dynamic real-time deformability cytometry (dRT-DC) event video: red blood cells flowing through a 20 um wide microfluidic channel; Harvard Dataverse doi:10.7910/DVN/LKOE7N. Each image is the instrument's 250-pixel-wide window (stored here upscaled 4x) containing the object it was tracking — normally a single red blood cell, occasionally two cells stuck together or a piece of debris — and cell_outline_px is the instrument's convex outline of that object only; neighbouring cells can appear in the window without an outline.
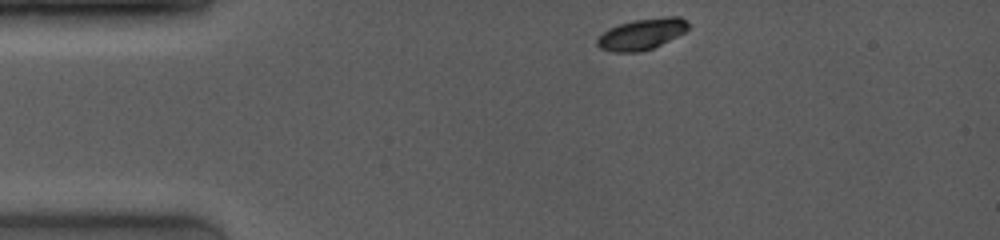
{"species": "common noctule bat (a hibernating species)", "species_latin": "Nyctalus noctula", "temperature_condition": "room temperature", "stored_images_in_passage": 63, "camera_frame_rate_fps": 4000, "um_per_image_px": 0.085, "animal": {"sex": "female", "body_mass_g": 19.0, "forearm_length_mm": 53.3}, "frame": {"image": 1, "passage_image": 1, "time_ms": 0.0, "image_size_px": [1000, 240], "cell_outline_px": [[688, 28], [684, 32], [652, 48], [640, 52], [612, 52], [600, 48], [596, 44], [596, 40], [608, 28], [632, 20], [664, 16], [680, 16], [688, 20]], "centroid_in_image_um": [54.54, 2.88], "position_along_channel_um": 30.5, "area_um2": 16.47}}
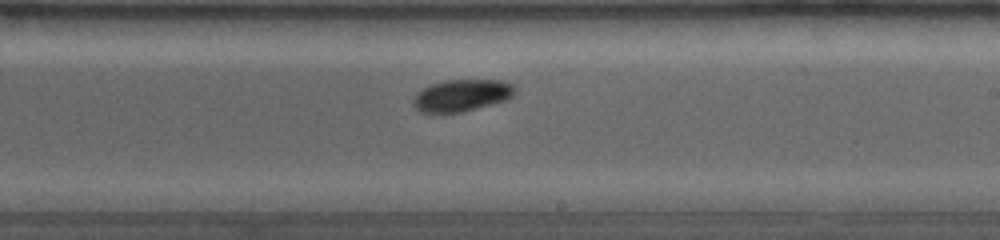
{"frame": {"image": 2, "passage_image": 37, "time_ms": 6.75, "image_size_px": [1000, 240], "cell_outline_px": [[516, 92], [512, 96], [504, 100], [460, 112], [440, 116], [420, 112], [412, 104], [412, 100], [416, 92], [432, 84], [444, 80], [500, 80], [516, 84]], "centroid_in_image_um": [39.19, 8.13], "position_along_channel_um": 249.8, "area_um2": 19.36}}
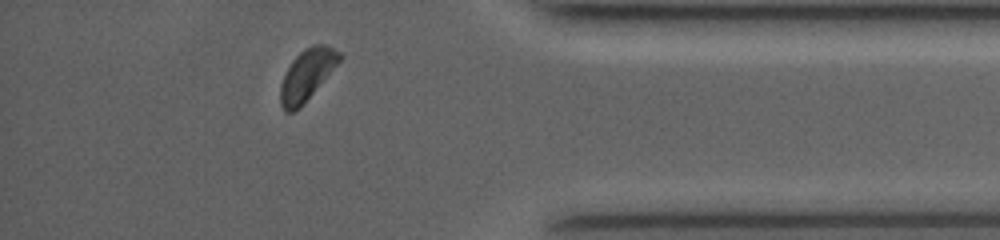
{"frame": {"image": 3, "passage_image": 57, "time_ms": 11.0, "image_size_px": [1000, 240], "cell_outline_px": [[344, 56], [300, 108], [292, 112], [284, 112], [280, 104], [280, 84], [292, 60], [304, 48], [312, 44], [324, 44], [340, 52]], "centroid_in_image_um": [26.08, 6.36], "position_along_channel_um": 409.1, "area_um2": 17.51}, "authors_computed_cell_mechanics": {"area_um2": 18.6694, "velocity_mm_per_s": 4.041, "shape_relaxation_time_tau1_ms": 1.7665, "shape_relaxation_time_tau2_ms": null, "deformation_change_tau1": 0.0777, "deformation_change_tau2": null}}